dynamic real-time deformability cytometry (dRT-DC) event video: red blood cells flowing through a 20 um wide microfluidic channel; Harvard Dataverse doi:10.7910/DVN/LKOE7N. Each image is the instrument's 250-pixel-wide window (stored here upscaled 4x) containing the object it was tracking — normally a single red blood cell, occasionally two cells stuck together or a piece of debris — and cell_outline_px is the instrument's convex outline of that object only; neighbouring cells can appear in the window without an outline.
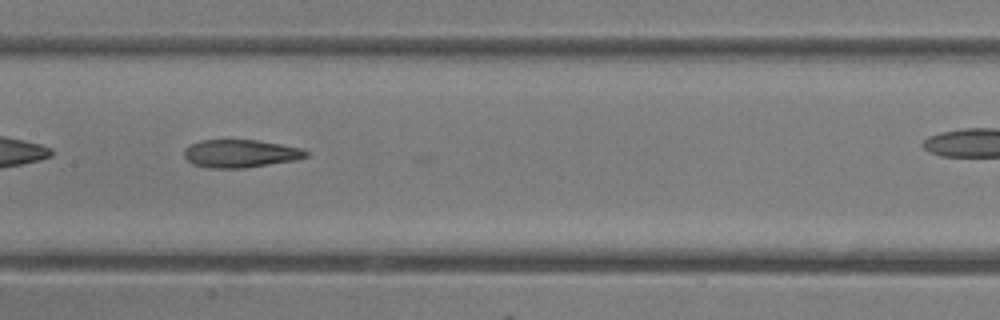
{"species": "common noctule bat (a hibernating species)", "species_latin": "Nyctalus noctula", "temperature_condition": "room temperature", "stored_images_in_passage": 25, "camera_frame_rate_fps": 3000, "um_per_image_px": 0.085, "animal": {"sex": "female"}, "frame": {"image": 1, "passage_image": 12, "time_ms": 3.667, "image_size_px": [1000, 320], "cell_outline_px": [[308, 156], [296, 160], [244, 168], [208, 168], [192, 164], [184, 156], [184, 148], [200, 140], [256, 140], [280, 144], [300, 148], [308, 152]], "centroid_in_image_um": [20.41, 13.06], "position_along_channel_um": 187.0, "area_um2": 19.77}}